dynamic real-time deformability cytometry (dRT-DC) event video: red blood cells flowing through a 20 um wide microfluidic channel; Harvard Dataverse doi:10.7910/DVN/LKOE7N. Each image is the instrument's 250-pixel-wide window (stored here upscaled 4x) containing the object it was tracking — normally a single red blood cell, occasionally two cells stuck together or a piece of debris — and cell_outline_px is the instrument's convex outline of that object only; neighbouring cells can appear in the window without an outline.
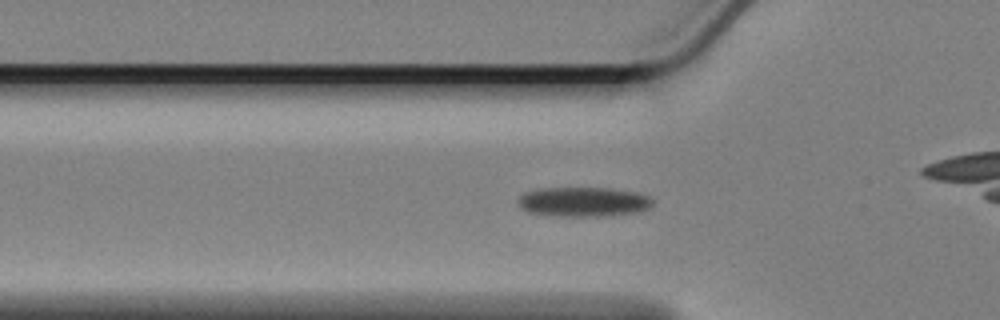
{"species": "Egyptian fruit bat (a non-hibernating species)", "species_latin": "Rousettus aegyptiacus", "temperature_condition": "cold", "stored_images_in_passage": 58, "camera_frame_rate_fps": 3000, "um_per_image_px": 0.085, "animal": {"sex": "female"}, "frame": {"image": 1, "passage_image": 17, "time_ms": 5.333, "image_size_px": [1000, 320], "cell_outline_px": [[652, 208], [640, 212], [600, 216], [552, 216], [528, 212], [520, 208], [516, 204], [516, 200], [524, 192], [540, 188], [612, 188], [636, 192], [648, 196], [652, 200]], "centroid_in_image_um": [49.56, 17.16], "position_along_channel_um": 76.2, "area_um2": 23.58}}
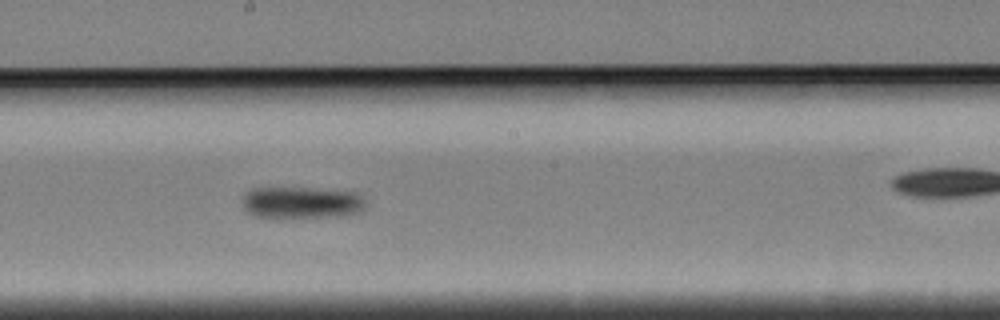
{"frame": {"image": 2, "passage_image": 30, "time_ms": 9.667, "image_size_px": [1000, 320], "cell_outline_px": [[364, 208], [360, 212], [340, 216], [288, 220], [276, 220], [256, 216], [248, 212], [244, 208], [244, 196], [252, 188], [312, 188], [360, 192], [364, 200]], "centroid_in_image_um": [25.65, 17.26], "position_along_channel_um": 222.5, "area_um2": 23.76}}
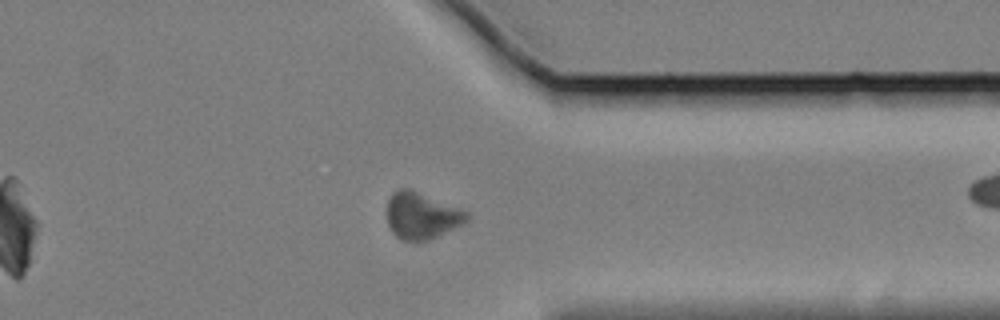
{"frame": {"image": 3, "passage_image": 44, "time_ms": 14.333, "image_size_px": [1000, 320], "cell_outline_px": [[468, 220], [464, 224], [428, 240], [404, 240], [396, 236], [392, 232], [388, 224], [388, 200], [392, 192], [400, 188], [404, 188], [416, 192], [460, 208], [468, 212]], "centroid_in_image_um": [35.84, 18.34], "position_along_channel_um": 375.6, "area_um2": 21.21}, "authors_computed_cell_mechanics": {"area_um2": 22.4553, "velocity_mm_per_s": 3.3642, "shape_relaxation_time_tau1_ms": 2.2685, "shape_relaxation_time_tau2_ms": null, "deformation_change_tau1": 0.0614, "deformation_change_tau2": null}}